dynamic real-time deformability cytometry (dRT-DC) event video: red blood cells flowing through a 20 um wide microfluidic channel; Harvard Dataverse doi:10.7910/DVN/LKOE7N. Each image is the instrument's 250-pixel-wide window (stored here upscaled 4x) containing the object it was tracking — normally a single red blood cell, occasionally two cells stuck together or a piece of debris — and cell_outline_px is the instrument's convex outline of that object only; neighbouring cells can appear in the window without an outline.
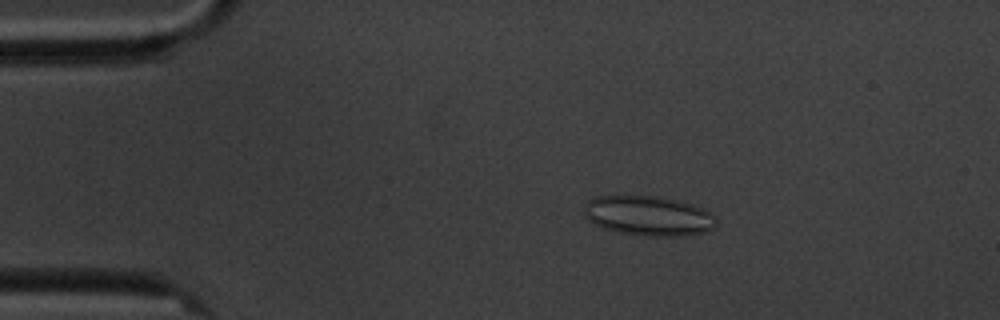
{"species": "common noctule bat (a hibernating species)", "species_latin": "Nyctalus noctula", "temperature_condition": "cold", "stored_images_in_passage": 6, "camera_frame_rate_fps": 3000, "um_per_image_px": 0.085, "animal": {"sex": "male", "body_mass_g": 20.1, "forearm_length_mm": 53.5}, "frame": {"image": 1, "passage_image": 2, "time_ms": 1.0, "image_size_px": [1000, 320], "cell_outline_px": [[716, 228], [704, 232], [680, 236], [644, 236], [616, 232], [604, 228], [588, 220], [584, 216], [584, 208], [588, 200], [596, 196], [660, 196], [680, 200], [704, 208], [716, 220]], "centroid_in_image_um": [55.12, 18.34], "position_along_channel_um": 29.9, "area_um2": 30.87}}
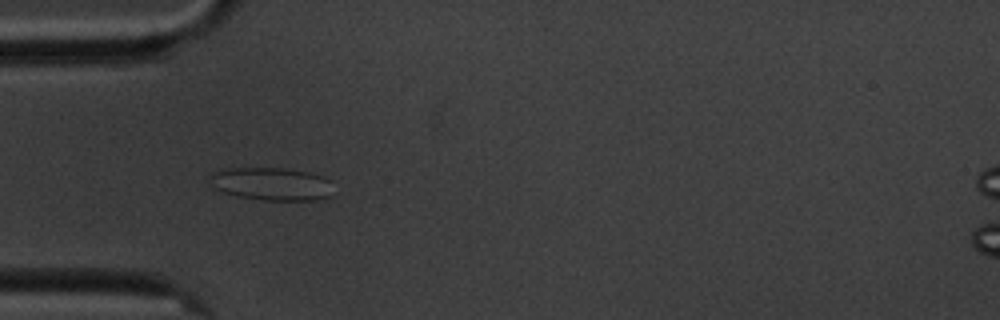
{"frame": {"image": 2, "passage_image": 4, "time_ms": 3.333, "image_size_px": [1000, 320], "cell_outline_px": [[332, 196], [316, 200], [264, 200], [236, 196], [224, 192], [216, 188], [212, 176], [212, 172], [224, 168], [284, 168], [308, 172], [324, 176], [328, 180]], "centroid_in_image_um": [23.12, 15.63], "position_along_channel_um": 61.9, "area_um2": 23.41}}
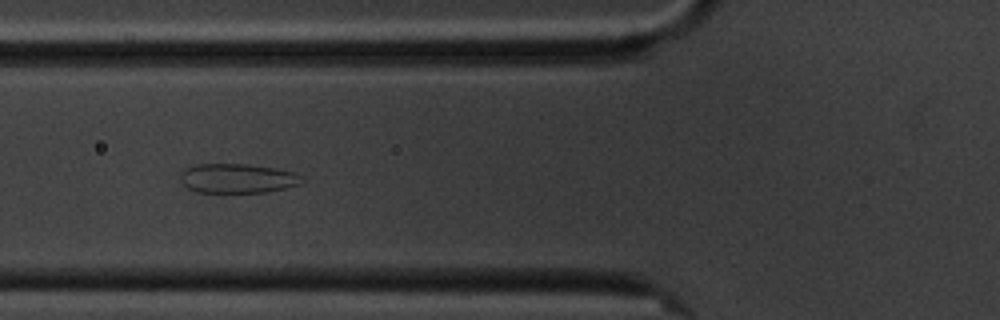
{"frame": {"image": 3, "passage_image": 5, "time_ms": 4.667, "image_size_px": [1000, 320], "cell_outline_px": [[304, 180], [300, 184], [284, 188], [264, 192], [196, 192], [188, 188], [180, 180], [180, 172], [184, 168], [196, 164], [248, 164], [276, 168], [292, 172]], "centroid_in_image_um": [20.12, 15.15], "position_along_channel_um": 105.7, "area_um2": 20.75}}